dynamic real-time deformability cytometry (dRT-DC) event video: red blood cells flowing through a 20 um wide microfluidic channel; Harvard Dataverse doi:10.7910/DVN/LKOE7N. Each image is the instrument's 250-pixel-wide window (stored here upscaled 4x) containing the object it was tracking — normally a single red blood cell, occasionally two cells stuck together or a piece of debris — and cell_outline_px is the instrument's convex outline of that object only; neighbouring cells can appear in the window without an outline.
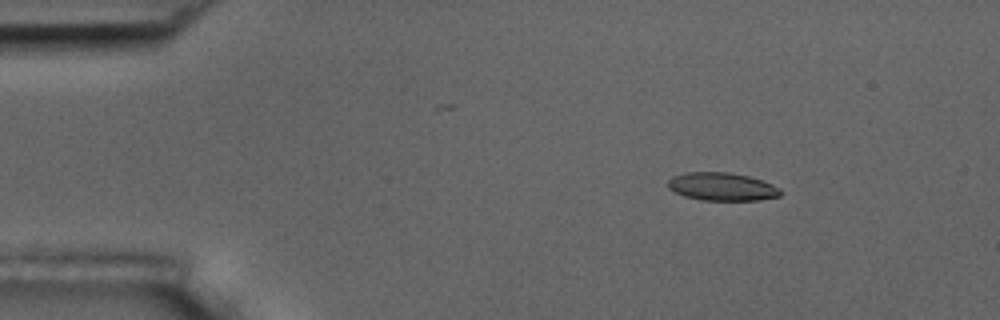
{"species": "common noctule bat (a hibernating species)", "species_latin": "Nyctalus noctula", "temperature_condition": "room temperature", "stored_images_in_passage": 10, "camera_frame_rate_fps": 3000, "um_per_image_px": 0.085, "animal": {"sex": "male", "body_mass_g": 17.5, "forearm_length_mm": 52.3}, "frame": {"image": 1, "passage_image": 2, "time_ms": 1.333, "image_size_px": [1000, 320], "cell_outline_px": [[784, 192], [780, 196], [760, 200], [700, 200], [684, 196], [668, 188], [668, 180], [672, 176], [684, 172], [728, 172], [748, 176], [772, 184], [780, 188]], "centroid_in_image_um": [61.37, 15.86], "position_along_channel_um": 23.6, "area_um2": 18.5}}
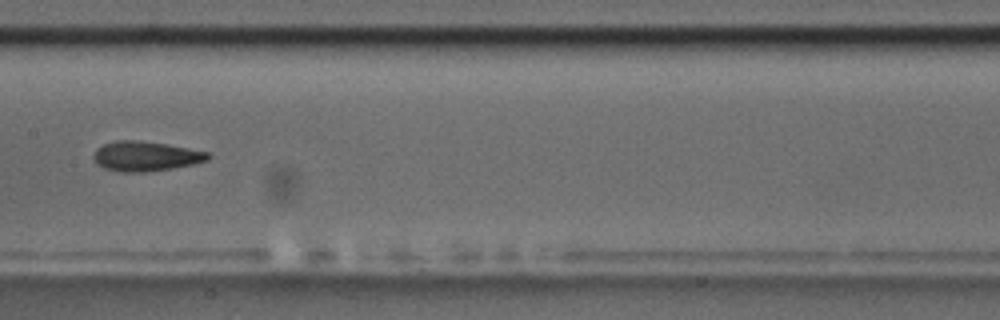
{"frame": {"image": 2, "passage_image": 7, "time_ms": 8.0, "image_size_px": [1000, 320], "cell_outline_px": [[212, 156], [208, 160], [192, 164], [172, 168], [144, 172], [120, 172], [104, 168], [92, 156], [96, 148], [104, 144], [116, 140], [140, 140], [168, 144], [208, 152]], "centroid_in_image_um": [12.39, 13.26], "position_along_channel_um": 195.0, "area_um2": 19.83}}
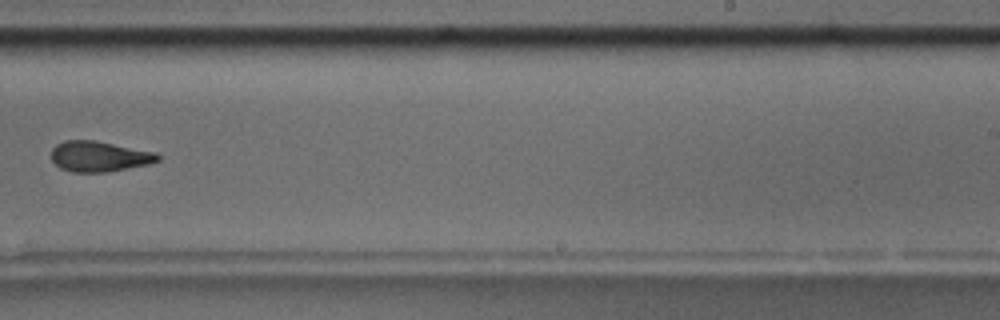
{"frame": {"image": 3, "passage_image": 9, "time_ms": 10.333, "image_size_px": [1000, 320], "cell_outline_px": [[160, 160], [148, 164], [108, 172], [72, 172], [60, 168], [52, 160], [52, 148], [56, 144], [64, 140], [96, 140], [156, 152], [160, 156]], "centroid_in_image_um": [8.43, 13.29], "position_along_channel_um": 280.6, "area_um2": 19.02}}